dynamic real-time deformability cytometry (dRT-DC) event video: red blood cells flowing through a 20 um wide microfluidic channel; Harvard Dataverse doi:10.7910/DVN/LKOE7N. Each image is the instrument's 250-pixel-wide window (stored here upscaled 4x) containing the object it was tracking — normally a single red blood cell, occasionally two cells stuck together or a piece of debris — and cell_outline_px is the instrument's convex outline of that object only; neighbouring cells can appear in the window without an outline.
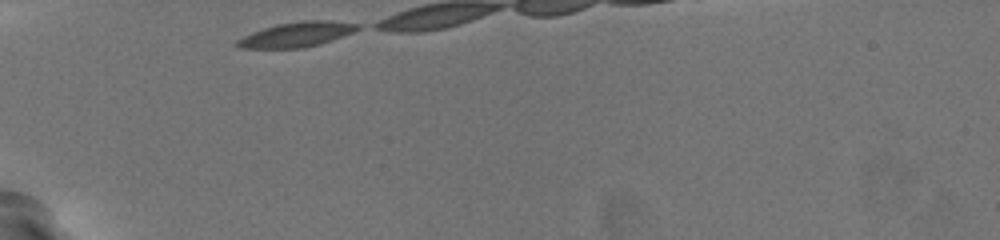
{"species": "common noctule bat (a hibernating species)", "species_latin": "Nyctalus noctula", "temperature_condition": "warm", "stored_images_in_passage": 8, "camera_frame_rate_fps": 3000, "um_per_image_px": 0.085, "animal": {"sex": "female", "body_mass_g": 19.5, "forearm_length_mm": 54.1}, "frame": {"image": 1, "passage_image": 1, "time_ms": 0.0, "image_size_px": [1000, 240], "cell_outline_px": [[360, 28], [352, 32], [320, 44], [304, 48], [240, 48], [232, 44], [236, 40], [252, 32], [276, 24], [300, 20], [328, 20], [360, 24]], "centroid_in_image_um": [25.18, 2.93], "position_along_channel_um": 59.8, "area_um2": 17.51}}